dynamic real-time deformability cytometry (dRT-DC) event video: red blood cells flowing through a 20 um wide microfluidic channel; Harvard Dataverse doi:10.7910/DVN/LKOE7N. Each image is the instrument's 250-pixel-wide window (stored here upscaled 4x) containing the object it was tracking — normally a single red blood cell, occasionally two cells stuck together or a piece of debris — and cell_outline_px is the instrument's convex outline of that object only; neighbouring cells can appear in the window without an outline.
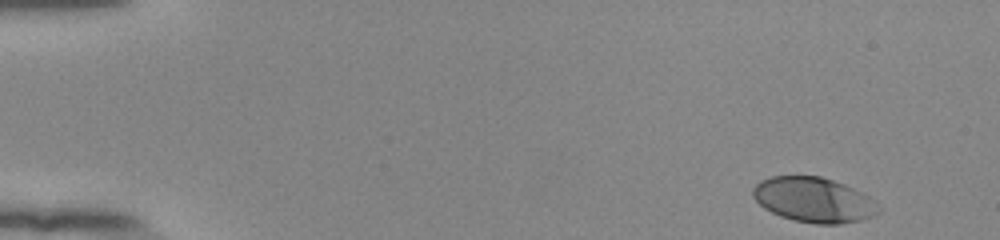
{"species": "human", "species_latin": "Homo sapiens", "temperature_condition": "room temperature", "stored_images_in_passage": 51, "camera_frame_rate_fps": 3000, "um_per_image_px": 0.085, "donor": {"sex": "female"}, "frame": {"image": 1, "passage_image": 1, "time_ms": 0.0, "image_size_px": [1000, 240], "cell_outline_px": [[880, 212], [872, 216], [860, 220], [840, 224], [816, 224], [792, 220], [780, 216], [764, 208], [752, 196], [752, 188], [760, 180], [772, 176], [820, 176], [844, 184], [868, 196], [880, 208]], "centroid_in_image_um": [69.14, 16.99], "position_along_channel_um": 15.9, "area_um2": 32.83}}
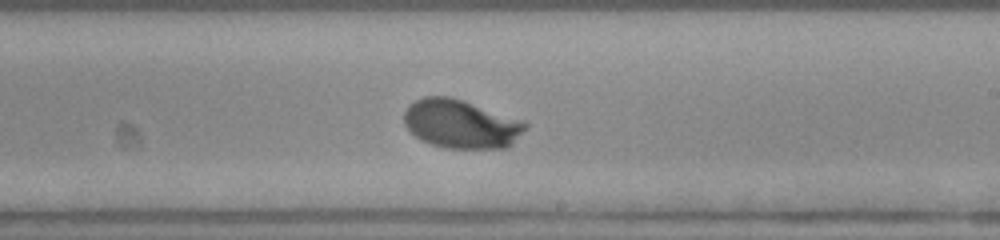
{"frame": {"image": 2, "passage_image": 30, "time_ms": 9.667, "image_size_px": [1000, 240], "cell_outline_px": [[528, 128], [508, 148], [444, 148], [420, 140], [404, 124], [404, 112], [408, 104], [424, 96], [448, 96], [464, 100], [524, 120], [528, 124]], "centroid_in_image_um": [39.21, 10.53], "position_along_channel_um": 249.8, "area_um2": 34.74}}
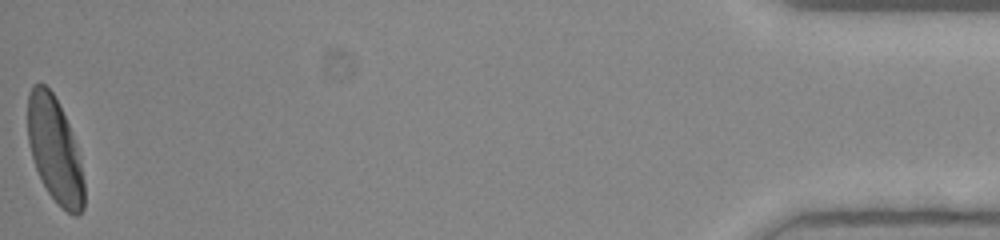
{"frame": {"image": 3, "passage_image": 51, "time_ms": 16.667, "image_size_px": [1000, 240], "cell_outline_px": [[84, 208], [76, 216], [72, 216], [60, 208], [48, 192], [36, 168], [32, 156], [28, 140], [28, 92], [32, 84], [44, 84], [52, 92], [68, 124], [76, 148], [84, 180]], "centroid_in_image_um": [4.65, 12.79], "position_along_channel_um": 430.6, "area_um2": 34.04}, "authors_computed_cell_mechanics": {"area_um2": 33.5818, "velocity_mm_per_s": 3.8512, "shape_relaxation_time_tau1_ms": 2.4247, "shape_relaxation_time_tau2_ms": null, "deformation_change_tau1": 0.1646, "deformation_change_tau2": null}}